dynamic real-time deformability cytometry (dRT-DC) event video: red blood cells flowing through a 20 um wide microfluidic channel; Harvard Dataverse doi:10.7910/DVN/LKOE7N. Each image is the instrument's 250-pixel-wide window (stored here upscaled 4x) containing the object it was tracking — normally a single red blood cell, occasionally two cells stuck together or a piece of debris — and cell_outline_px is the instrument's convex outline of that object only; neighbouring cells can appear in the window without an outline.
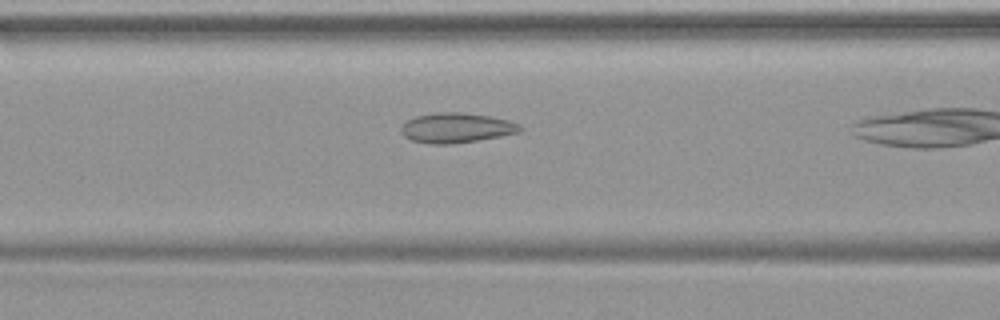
{"species": "common noctule bat (a hibernating species)", "species_latin": "Nyctalus noctula", "temperature_condition": "warm", "stored_images_in_passage": 27, "camera_frame_rate_fps": 3000, "um_per_image_px": 0.085, "animal": {"sex": "female", "body_mass_g": 19.9}, "frame": {"image": 1, "passage_image": 11, "time_ms": 3.333, "image_size_px": [1000, 320], "cell_outline_px": [[524, 128], [520, 132], [500, 136], [452, 144], [428, 144], [412, 140], [404, 136], [400, 132], [400, 128], [408, 120], [416, 116], [436, 112], [460, 112], [488, 116], [508, 120], [520, 124]], "centroid_in_image_um": [38.79, 10.87], "position_along_channel_um": 127.8, "area_um2": 20.69}}
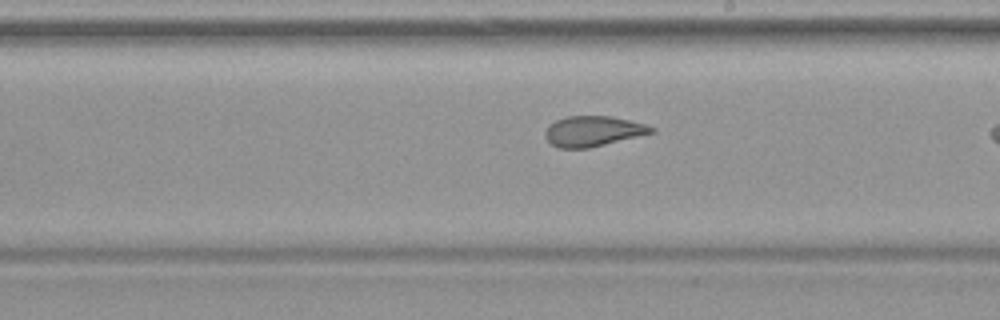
{"frame": {"image": 2, "passage_image": 19, "time_ms": 6.0, "image_size_px": [1000, 320], "cell_outline_px": [[656, 132], [588, 148], [560, 148], [552, 144], [544, 136], [544, 132], [548, 124], [564, 116], [612, 116], [644, 124], [656, 128]], "centroid_in_image_um": [50.39, 11.14], "position_along_channel_um": 238.6, "area_um2": 18.79}}
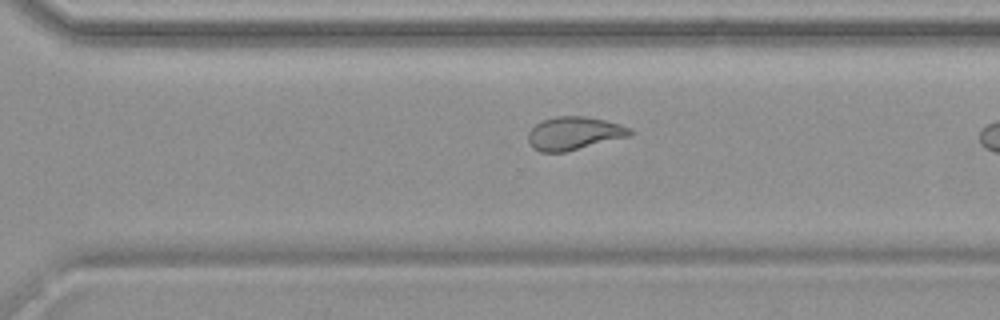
{"frame": {"image": 3, "passage_image": 25, "time_ms": 8.0, "image_size_px": [1000, 320], "cell_outline_px": [[636, 132], [632, 136], [564, 152], [540, 152], [532, 148], [528, 144], [528, 132], [540, 120], [556, 116], [584, 116], [604, 120], [620, 124], [632, 128]], "centroid_in_image_um": [48.81, 11.33], "position_along_channel_um": 321.8, "area_um2": 20.0}}